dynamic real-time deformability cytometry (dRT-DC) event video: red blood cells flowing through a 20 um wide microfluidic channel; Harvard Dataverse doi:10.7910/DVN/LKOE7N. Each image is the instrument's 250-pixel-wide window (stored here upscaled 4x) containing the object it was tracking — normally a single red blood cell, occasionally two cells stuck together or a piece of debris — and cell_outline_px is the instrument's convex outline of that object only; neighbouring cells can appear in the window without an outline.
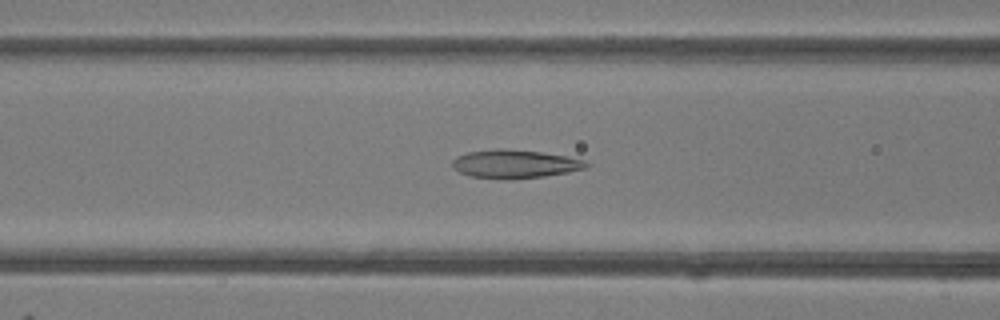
{"species": "common noctule bat (a hibernating species)", "species_latin": "Nyctalus noctula", "temperature_condition": "room temperature", "stored_images_in_passage": 48, "camera_frame_rate_fps": 3000, "um_per_image_px": 0.085, "animal": {"sex": "female"}, "frame": {"image": 1, "passage_image": 20, "time_ms": 6.333, "image_size_px": [1000, 320], "cell_outline_px": [[592, 164], [588, 168], [568, 172], [544, 176], [512, 180], [472, 176], [460, 172], [452, 168], [452, 160], [456, 156], [468, 152], [496, 148], [500, 148], [540, 152], [568, 156], [584, 160]], "centroid_in_image_um": [43.79, 13.94], "position_along_channel_um": 122.8, "area_um2": 22.37}}
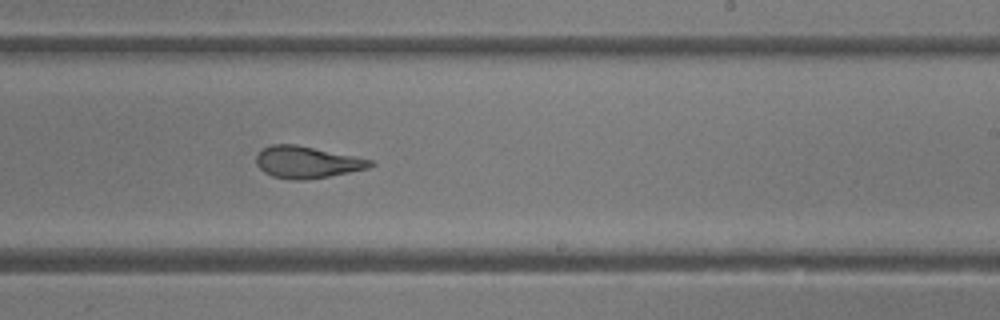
{"frame": {"image": 2, "passage_image": 30, "time_ms": 9.667, "image_size_px": [1000, 320], "cell_outline_px": [[376, 164], [368, 168], [308, 180], [292, 180], [272, 176], [264, 172], [256, 164], [256, 156], [264, 148], [272, 144], [296, 144], [372, 160]], "centroid_in_image_um": [26.07, 13.79], "position_along_channel_um": 262.9, "area_um2": 20.98}}
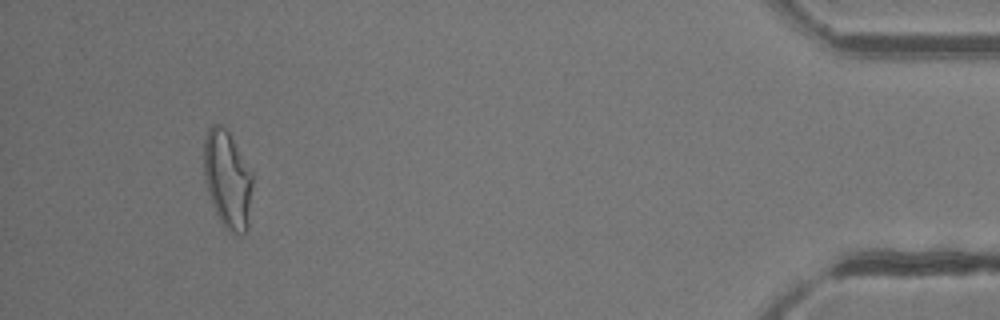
{"frame": {"image": 3, "passage_image": 46, "time_ms": 15.0, "image_size_px": [1000, 320], "cell_outline_px": [[252, 188], [248, 228], [240, 236], [236, 236], [228, 232], [224, 228], [216, 212], [204, 180], [204, 140], [208, 128], [212, 124], [220, 124], [228, 132], [252, 172]], "centroid_in_image_um": [19.34, 15.29], "position_along_channel_um": 415.9, "area_um2": 27.69}, "authors_computed_cell_mechanics": {"area_um2": 23.1778, "velocity_mm_per_s": 4.2084, "shape_relaxation_time_tau1_ms": null, "shape_relaxation_time_tau2_ms": 1.9461, "deformation_change_tau1": null, "deformation_change_tau2": 0.106}}